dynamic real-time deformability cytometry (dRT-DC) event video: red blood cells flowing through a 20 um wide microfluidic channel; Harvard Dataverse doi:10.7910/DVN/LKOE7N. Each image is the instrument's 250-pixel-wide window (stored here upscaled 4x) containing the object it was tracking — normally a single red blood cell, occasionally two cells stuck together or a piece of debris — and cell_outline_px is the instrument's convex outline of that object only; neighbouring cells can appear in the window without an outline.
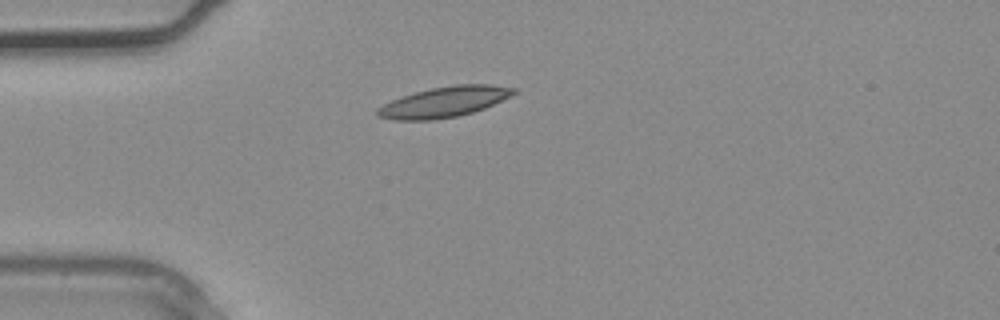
{"species": "common noctule bat (a hibernating species)", "species_latin": "Nyctalus noctula", "temperature_condition": "warm", "stored_images_in_passage": 2, "camera_frame_rate_fps": 3000, "um_per_image_px": 0.085, "animal": {"sex": "male", "body_mass_g": 20.4}, "frame": {"image": 1, "passage_image": 2, "time_ms": 0.333, "image_size_px": [1000, 320], "cell_outline_px": [[516, 92], [484, 108], [472, 112], [456, 116], [432, 120], [392, 120], [376, 116], [376, 108], [392, 100], [416, 92], [432, 88], [456, 84], [492, 84], [516, 88]], "centroid_in_image_um": [37.71, 8.67], "position_along_channel_um": 47.3, "area_um2": 23.87}}